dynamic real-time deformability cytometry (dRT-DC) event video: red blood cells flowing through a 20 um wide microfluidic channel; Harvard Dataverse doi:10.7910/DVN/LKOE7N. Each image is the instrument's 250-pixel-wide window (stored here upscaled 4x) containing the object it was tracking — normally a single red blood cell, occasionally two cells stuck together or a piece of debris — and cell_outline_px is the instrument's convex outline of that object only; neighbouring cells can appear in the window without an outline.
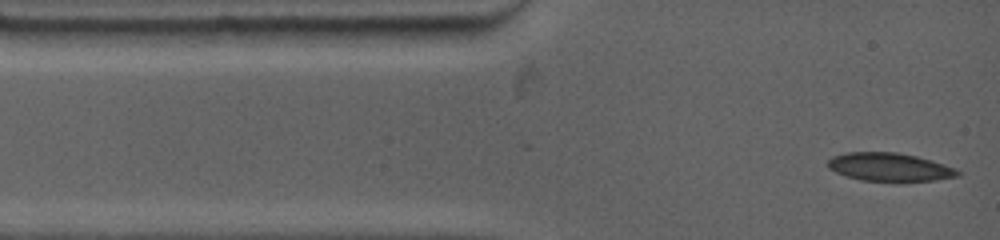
{"species": "common noctule bat (a hibernating species)", "species_latin": "Nyctalus noctula", "temperature_condition": "warm", "stored_images_in_passage": 6, "camera_frame_rate_fps": 4500, "um_per_image_px": 0.085, "animal": {"sex": "female", "body_mass_g": 19.0, "forearm_length_mm": 53.3}, "frame": {"image": 1, "passage_image": 1, "time_ms": 0.0, "image_size_px": [1000, 240], "cell_outline_px": [[960, 172], [956, 176], [932, 180], [860, 180], [836, 172], [828, 168], [828, 160], [832, 156], [848, 152], [896, 152], [916, 156], [932, 160], [944, 164]], "centroid_in_image_um": [75.55, 14.17], "position_along_channel_um": 9.5, "area_um2": 20.81}}